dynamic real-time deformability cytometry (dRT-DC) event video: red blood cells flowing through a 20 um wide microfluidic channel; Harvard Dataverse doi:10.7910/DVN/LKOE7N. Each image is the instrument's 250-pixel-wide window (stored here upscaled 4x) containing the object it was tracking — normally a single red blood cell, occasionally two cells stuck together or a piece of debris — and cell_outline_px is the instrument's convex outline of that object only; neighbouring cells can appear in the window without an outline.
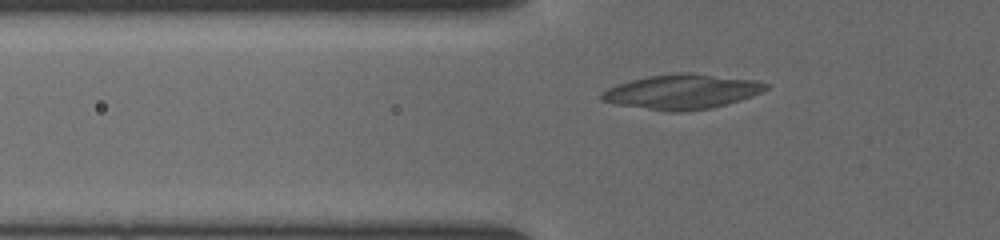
{"species": "common noctule bat (a hibernating species)", "species_latin": "Nyctalus noctula", "temperature_condition": "cold", "stored_images_in_passage": 28, "camera_frame_rate_fps": 3000, "um_per_image_px": 0.085, "animal": {"sex": "female", "body_mass_g": 19.5, "forearm_length_mm": 54.1}, "frame": {"image": 1, "passage_image": 3, "time_ms": 0.667, "image_size_px": [1000, 240], "cell_outline_px": [[772, 84], [768, 88], [752, 96], [728, 104], [712, 108], [680, 112], [668, 112], [616, 104], [600, 100], [600, 92], [608, 88], [632, 80], [648, 76], [680, 72], [692, 72], [756, 80]], "centroid_in_image_um": [58.0, 7.79], "position_along_channel_um": 67.8, "area_um2": 33.47}}
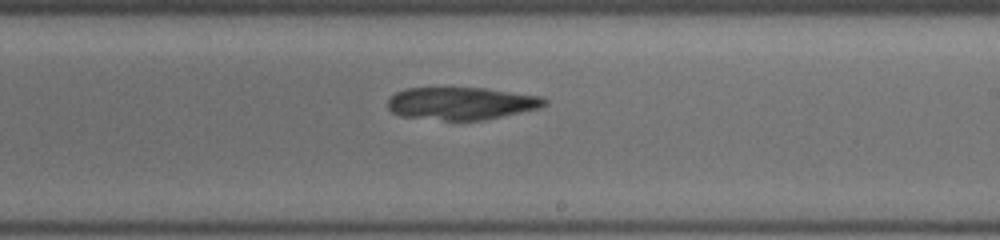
{"frame": {"image": 2, "passage_image": 14, "time_ms": 5.333, "image_size_px": [1000, 240], "cell_outline_px": [[548, 104], [540, 108], [484, 120], [444, 120], [400, 116], [392, 112], [388, 108], [388, 96], [404, 88], [484, 88], [540, 96], [548, 100]], "centroid_in_image_um": [39.19, 8.79], "position_along_channel_um": 249.8, "area_um2": 29.82}}
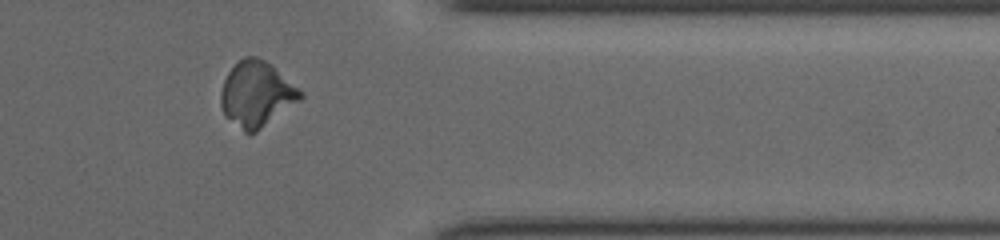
{"frame": {"image": 3, "passage_image": 23, "time_ms": 9.0, "image_size_px": [1000, 240], "cell_outline_px": [[304, 96], [300, 100], [256, 132], [244, 132], [224, 112], [220, 104], [220, 92], [224, 80], [228, 72], [244, 56], [256, 56], [272, 64], [300, 88], [304, 92]], "centroid_in_image_um": [21.84, 7.96], "position_along_channel_um": 389.6, "area_um2": 30.06}}